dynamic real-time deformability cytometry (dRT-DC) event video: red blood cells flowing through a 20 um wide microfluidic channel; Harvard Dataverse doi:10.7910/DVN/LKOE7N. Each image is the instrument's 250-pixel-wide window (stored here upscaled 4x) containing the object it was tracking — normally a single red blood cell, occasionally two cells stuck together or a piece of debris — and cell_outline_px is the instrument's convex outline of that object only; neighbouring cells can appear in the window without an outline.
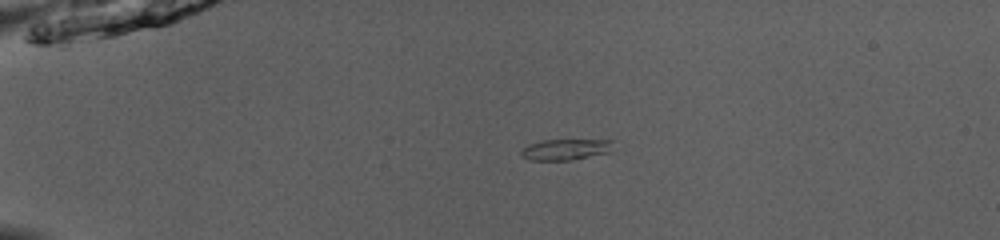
{"species": "common noctule bat (a hibernating species)", "species_latin": "Nyctalus noctula", "temperature_condition": "room temperature", "stored_images_in_passage": 40, "camera_frame_rate_fps": 3000, "um_per_image_px": 0.085, "animal": {"sex": "male", "body_mass_g": 13.0, "forearm_length_mm": 53.1}, "frame": {"image": 1, "passage_image": 1, "time_ms": 0.0, "image_size_px": [1000, 240], "cell_outline_px": [[612, 140], [608, 152], [572, 160], [528, 160], [520, 156], [520, 152], [528, 144], [544, 140]], "centroid_in_image_um": [47.98, 12.71], "position_along_channel_um": 37.0, "area_um2": 11.04}}
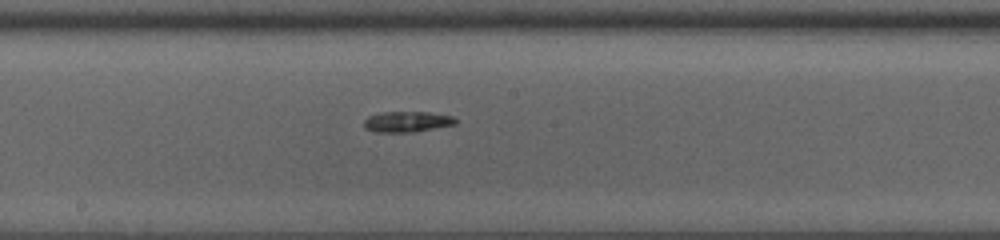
{"frame": {"image": 2, "passage_image": 18, "time_ms": 5.667, "image_size_px": [1000, 240], "cell_outline_px": [[456, 124], [412, 132], [376, 132], [364, 128], [364, 120], [368, 116], [384, 112], [428, 112], [452, 116], [456, 120]], "centroid_in_image_um": [34.57, 10.34], "position_along_channel_um": 213.6, "area_um2": 10.92}}
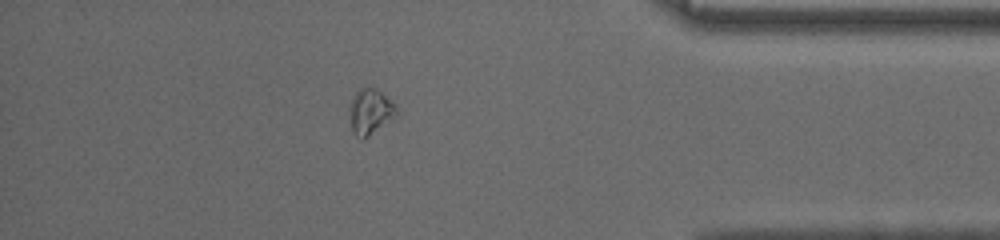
{"frame": {"image": 3, "passage_image": 34, "time_ms": 11.0, "image_size_px": [1000, 240], "cell_outline_px": [[396, 116], [364, 140], [360, 140], [352, 132], [348, 108], [348, 104], [356, 92], [360, 88], [376, 88], [396, 104]], "centroid_in_image_um": [31.44, 9.51], "position_along_channel_um": 403.8, "area_um2": 12.66}}